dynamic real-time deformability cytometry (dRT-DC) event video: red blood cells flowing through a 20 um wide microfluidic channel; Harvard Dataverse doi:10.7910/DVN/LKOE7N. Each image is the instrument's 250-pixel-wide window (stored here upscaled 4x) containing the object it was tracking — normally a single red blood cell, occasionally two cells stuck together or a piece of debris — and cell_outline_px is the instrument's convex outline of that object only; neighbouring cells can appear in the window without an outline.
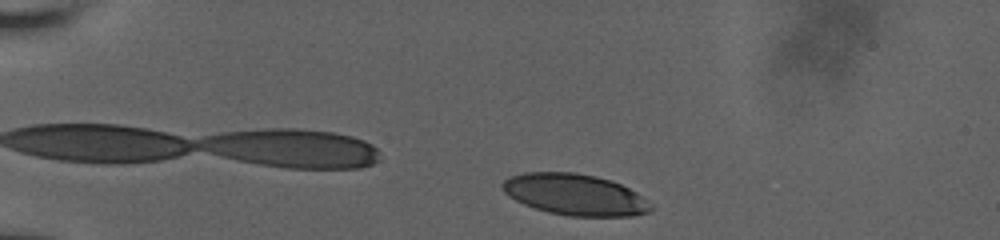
{"species": "human", "species_latin": "Homo sapiens", "temperature_condition": "room temperature", "stored_images_in_passage": 39, "camera_frame_rate_fps": 3000, "um_per_image_px": 0.085, "donor": {"sex": "male"}, "frame": {"image": 1, "passage_image": 2, "time_ms": 0.333, "image_size_px": [1000, 240], "cell_outline_px": [[652, 208], [648, 212], [632, 216], [568, 216], [548, 212], [524, 204], [508, 196], [504, 192], [500, 184], [504, 180], [512, 176], [524, 172], [576, 172], [596, 176], [620, 184], [636, 192], [652, 204]], "centroid_in_image_um": [48.85, 16.54], "position_along_channel_um": 36.2, "area_um2": 35.6}}
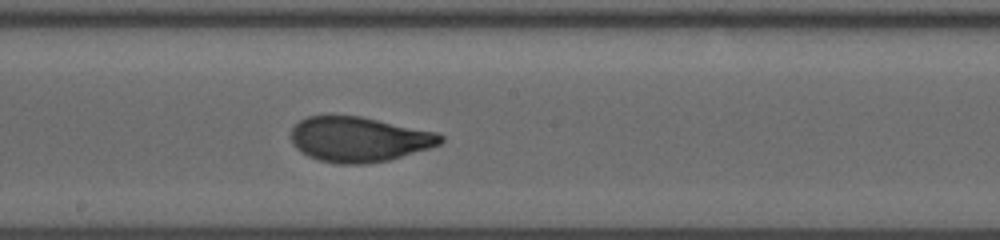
{"frame": {"image": 2, "passage_image": 22, "time_ms": 7.0, "image_size_px": [1000, 240], "cell_outline_px": [[444, 140], [440, 144], [428, 148], [388, 160], [364, 164], [336, 164], [320, 160], [308, 156], [300, 152], [292, 144], [292, 128], [300, 120], [308, 116], [360, 116], [436, 132], [444, 136]], "centroid_in_image_um": [30.49, 11.85], "position_along_channel_um": 217.7, "area_um2": 39.02}}
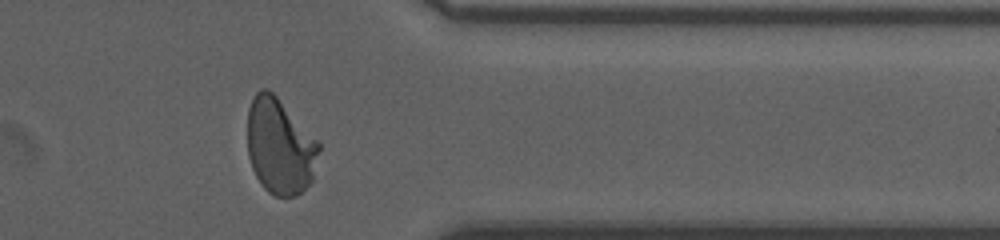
{"frame": {"image": 3, "passage_image": 36, "time_ms": 11.667, "image_size_px": [1000, 240], "cell_outline_px": [[320, 148], [312, 180], [296, 196], [276, 196], [268, 192], [260, 184], [252, 168], [248, 156], [248, 108], [256, 92], [260, 88], [268, 88], [276, 96], [320, 144]], "centroid_in_image_um": [23.76, 12.45], "position_along_channel_um": 387.6, "area_um2": 39.54}, "authors_computed_cell_mechanics": {"area_um2": 39.4196, "velocity_mm_per_s": 3.795, "shape_relaxation_time_tau1_ms": 4.4376, "shape_relaxation_time_tau2_ms": null, "deformation_change_tau1": 0.1959, "deformation_change_tau2": null}}